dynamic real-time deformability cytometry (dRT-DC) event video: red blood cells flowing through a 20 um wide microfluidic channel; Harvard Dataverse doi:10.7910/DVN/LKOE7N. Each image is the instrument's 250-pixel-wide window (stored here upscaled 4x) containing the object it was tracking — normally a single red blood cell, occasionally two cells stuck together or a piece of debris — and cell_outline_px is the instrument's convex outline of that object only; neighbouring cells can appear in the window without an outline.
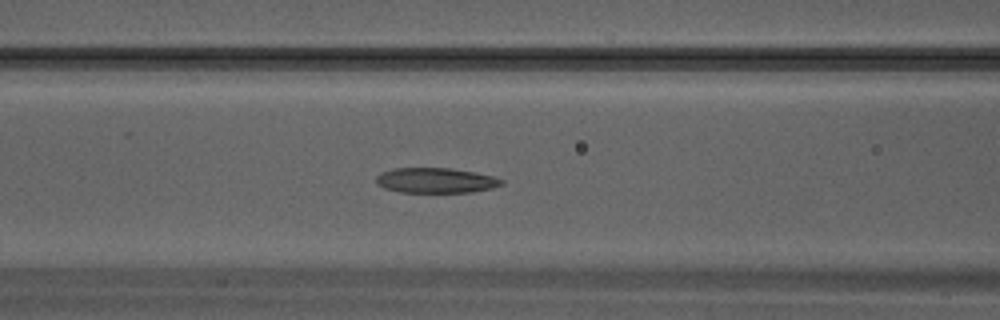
{"species": "Egyptian fruit bat (a non-hibernating species)", "species_latin": "Rousettus aegyptiacus", "temperature_condition": "warm", "stored_images_in_passage": 33, "camera_frame_rate_fps": 3000, "um_per_image_px": 0.085, "animal": {"sex": "male"}, "frame": {"image": 1, "passage_image": 14, "time_ms": 4.333, "image_size_px": [1000, 320], "cell_outline_px": [[504, 184], [492, 188], [472, 192], [400, 192], [384, 188], [376, 184], [376, 176], [380, 172], [392, 168], [452, 168], [492, 176], [504, 180]], "centroid_in_image_um": [37.0, 15.33], "position_along_channel_um": 129.6, "area_um2": 18.44}}
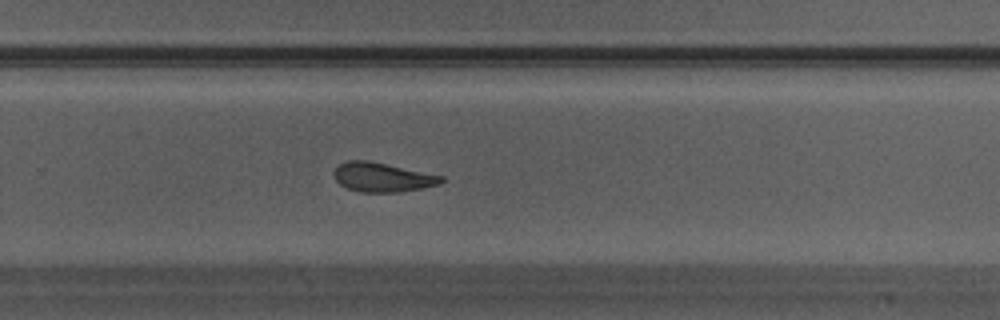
{"frame": {"image": 2, "passage_image": 22, "time_ms": 7.0, "image_size_px": [1000, 320], "cell_outline_px": [[444, 180], [440, 184], [400, 192], [360, 192], [348, 188], [340, 184], [336, 180], [332, 172], [340, 164], [348, 160], [368, 160], [444, 176]], "centroid_in_image_um": [32.49, 15.06], "position_along_channel_um": 297.3, "area_um2": 18.21}}
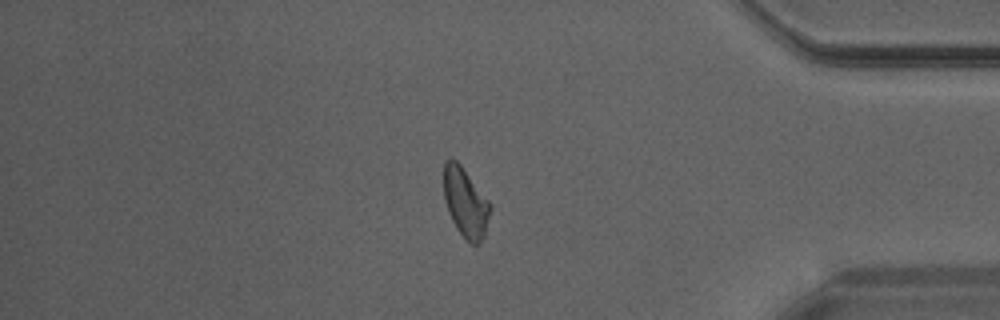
{"frame": {"image": 3, "passage_image": 28, "time_ms": 9.0, "image_size_px": [1000, 320], "cell_outline_px": [[492, 208], [484, 236], [476, 244], [472, 244], [456, 228], [448, 212], [444, 200], [444, 160], [456, 160], [460, 164], [488, 200]], "centroid_in_image_um": [39.56, 17.21], "position_along_channel_um": 395.6, "area_um2": 18.44}}